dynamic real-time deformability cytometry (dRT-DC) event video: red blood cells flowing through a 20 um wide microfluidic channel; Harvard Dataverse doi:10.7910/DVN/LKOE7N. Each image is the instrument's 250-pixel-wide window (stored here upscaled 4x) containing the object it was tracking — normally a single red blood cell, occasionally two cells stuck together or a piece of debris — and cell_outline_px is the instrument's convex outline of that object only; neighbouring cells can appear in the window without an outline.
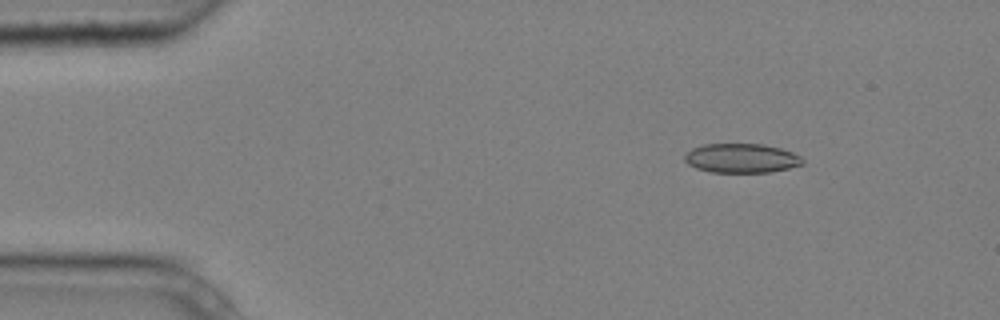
{"species": "common noctule bat (a hibernating species)", "species_latin": "Nyctalus noctula", "temperature_condition": "cold", "stored_images_in_passage": 5, "camera_frame_rate_fps": 3000, "um_per_image_px": 0.085, "animal": {"sex": "male", "body_mass_g": 20.4}, "frame": {"image": 1, "passage_image": 2, "time_ms": 0.333, "image_size_px": [1000, 320], "cell_outline_px": [[804, 164], [788, 168], [768, 172], [708, 172], [696, 168], [688, 164], [684, 160], [684, 156], [692, 148], [704, 144], [764, 144], [780, 148], [792, 152], [800, 156], [804, 160]], "centroid_in_image_um": [63.01, 13.44], "position_along_channel_um": 22.0, "area_um2": 20.11}}